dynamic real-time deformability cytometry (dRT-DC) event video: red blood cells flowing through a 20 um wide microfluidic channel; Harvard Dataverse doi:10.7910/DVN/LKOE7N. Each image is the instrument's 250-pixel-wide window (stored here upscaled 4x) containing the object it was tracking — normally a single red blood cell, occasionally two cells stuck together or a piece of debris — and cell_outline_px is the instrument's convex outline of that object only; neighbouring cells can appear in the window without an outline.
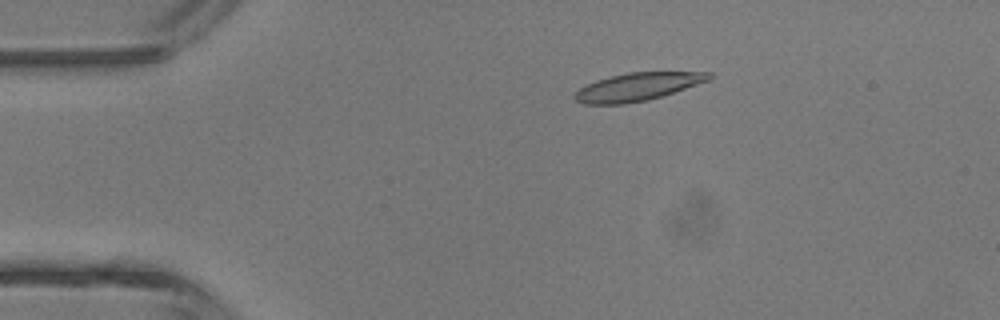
{"species": "common noctule bat (a hibernating species)", "species_latin": "Nyctalus noctula", "temperature_condition": "room temperature", "stored_images_in_passage": 3, "camera_frame_rate_fps": 3000, "um_per_image_px": 0.085, "animal": {"sex": "male", "body_mass_g": 13.3}, "frame": {"image": 1, "passage_image": 1, "time_ms": 0.0, "image_size_px": [1000, 320], "cell_outline_px": [[712, 76], [708, 80], [648, 100], [624, 104], [584, 104], [576, 100], [572, 96], [580, 88], [596, 80], [628, 72], [712, 72]], "centroid_in_image_um": [54.14, 7.38], "position_along_channel_um": 30.9, "area_um2": 21.44}}
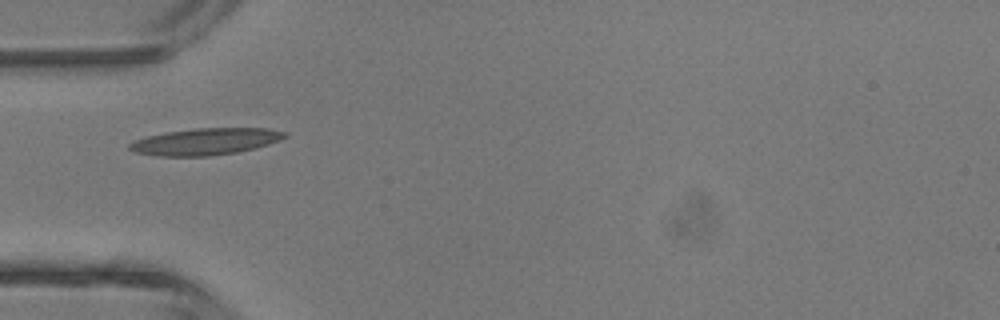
{"frame": {"image": 2, "passage_image": 2, "time_ms": 2.0, "image_size_px": [1000, 320], "cell_outline_px": [[288, 136], [280, 140], [256, 148], [236, 152], [208, 156], [156, 156], [136, 152], [128, 148], [128, 144], [132, 140], [148, 136], [168, 132], [196, 128], [268, 128], [288, 132]], "centroid_in_image_um": [17.48, 12.03], "position_along_channel_um": 67.5, "area_um2": 24.22}}
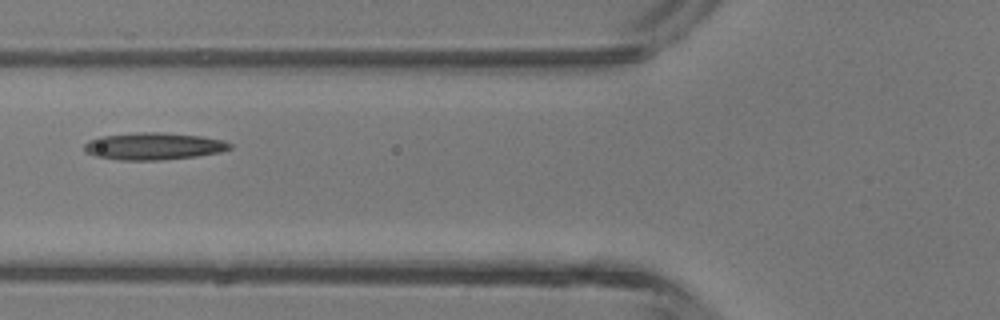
{"frame": {"image": 3, "passage_image": 3, "time_ms": 3.0, "image_size_px": [1000, 320], "cell_outline_px": [[232, 148], [220, 152], [196, 156], [160, 160], [120, 160], [96, 156], [84, 152], [84, 144], [88, 140], [100, 136], [136, 132], [160, 132], [200, 136], [224, 140], [232, 144]], "centroid_in_image_um": [13.03, 12.42], "position_along_channel_um": 112.8, "area_um2": 23.12}}